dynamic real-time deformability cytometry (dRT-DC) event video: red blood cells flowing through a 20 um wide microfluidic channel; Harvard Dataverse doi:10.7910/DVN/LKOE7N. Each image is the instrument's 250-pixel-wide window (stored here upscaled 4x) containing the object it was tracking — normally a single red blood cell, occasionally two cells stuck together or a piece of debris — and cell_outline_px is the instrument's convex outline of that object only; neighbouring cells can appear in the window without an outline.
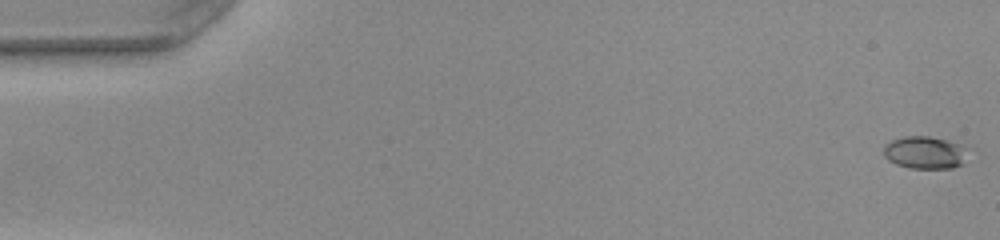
{"species": "common noctule bat (a hibernating species)", "species_latin": "Nyctalus noctula", "temperature_condition": "warm", "stored_images_in_passage": 52, "camera_frame_rate_fps": 3000, "um_per_image_px": 0.085, "animal": {"sex": "female", "body_mass_g": 22.0, "forearm_length_mm": 56.7}, "frame": {"image": 1, "passage_image": 1, "time_ms": 0.0, "image_size_px": [1000, 240], "cell_outline_px": [[960, 164], [952, 168], [908, 168], [896, 164], [888, 160], [884, 156], [884, 144], [892, 140], [904, 136], [928, 136], [960, 144]], "centroid_in_image_um": [78.44, 12.96], "position_along_channel_um": 6.6, "area_um2": 15.2}}
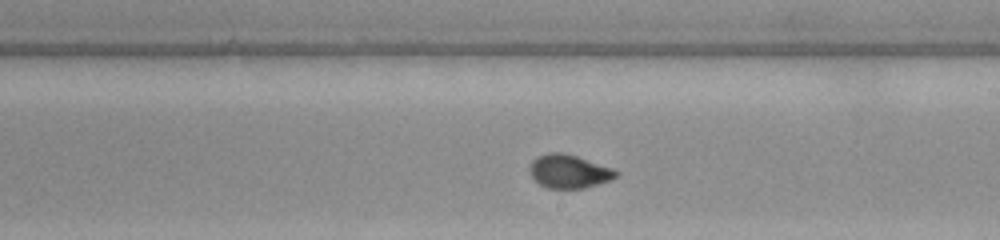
{"frame": {"image": 2, "passage_image": 30, "time_ms": 9.667, "image_size_px": [1000, 240], "cell_outline_px": [[620, 172], [616, 176], [608, 180], [584, 188], [548, 188], [540, 184], [532, 176], [528, 168], [532, 160], [536, 156], [548, 152], [560, 152], [576, 156], [612, 168]], "centroid_in_image_um": [48.32, 14.55], "position_along_channel_um": 240.7, "area_um2": 16.65}}
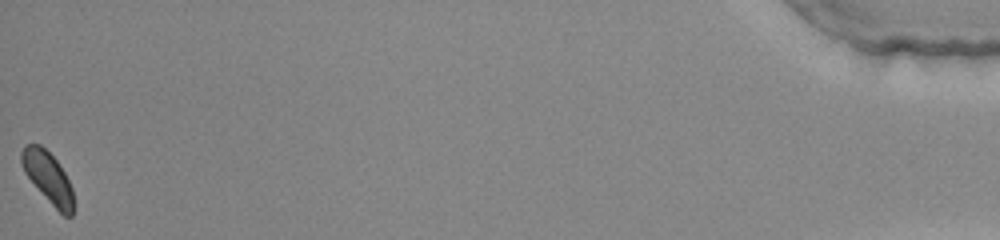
{"frame": {"image": 3, "passage_image": 52, "time_ms": 17.0, "image_size_px": [1000, 240], "cell_outline_px": [[72, 216], [64, 216], [52, 204], [24, 172], [20, 160], [20, 152], [24, 144], [40, 144], [56, 160], [64, 172], [72, 188]], "centroid_in_image_um": [4.05, 15.03], "position_along_channel_um": 431.2, "area_um2": 15.03}, "authors_computed_cell_mechanics": {"area_um2": 16.3285, "velocity_mm_per_s": 4.0249, "shape_relaxation_time_tau1_ms": 7.7875, "shape_relaxation_time_tau2_ms": null, "deformation_change_tau1": 0.2631, "deformation_change_tau2": null}}